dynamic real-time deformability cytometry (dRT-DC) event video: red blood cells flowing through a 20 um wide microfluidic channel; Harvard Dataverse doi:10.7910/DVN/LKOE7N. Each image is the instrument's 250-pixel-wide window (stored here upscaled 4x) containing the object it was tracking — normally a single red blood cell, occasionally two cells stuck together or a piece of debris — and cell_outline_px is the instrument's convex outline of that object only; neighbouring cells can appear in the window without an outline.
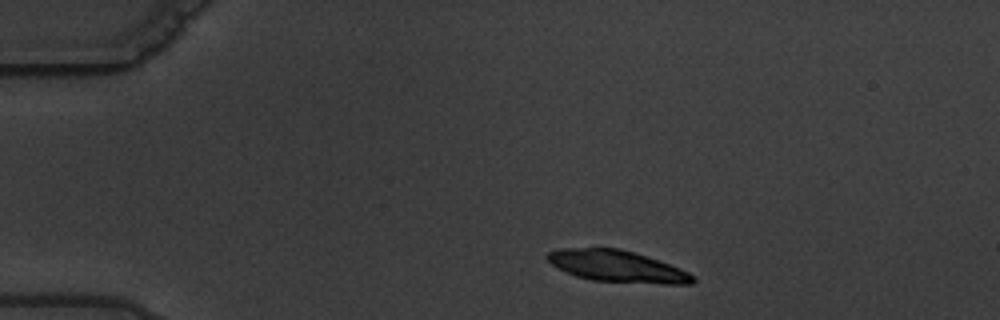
{"species": "common noctule bat (a hibernating species)", "species_latin": "Nyctalus noctula", "temperature_condition": "warm", "stored_images_in_passage": 5, "camera_frame_rate_fps": 3000, "um_per_image_px": 0.085, "animal": {"sex": "male", "body_mass_g": 19.5, "forearm_length_mm": 54.6}, "frame": {"image": 1, "passage_image": 2, "time_ms": 1.333, "image_size_px": [1000, 320], "cell_outline_px": [[696, 280], [692, 284], [664, 284], [592, 280], [576, 276], [552, 264], [544, 256], [548, 252], [560, 248], [620, 248], [680, 268], [696, 276]], "centroid_in_image_um": [52.47, 22.64], "position_along_channel_um": 32.5, "area_um2": 26.47}}